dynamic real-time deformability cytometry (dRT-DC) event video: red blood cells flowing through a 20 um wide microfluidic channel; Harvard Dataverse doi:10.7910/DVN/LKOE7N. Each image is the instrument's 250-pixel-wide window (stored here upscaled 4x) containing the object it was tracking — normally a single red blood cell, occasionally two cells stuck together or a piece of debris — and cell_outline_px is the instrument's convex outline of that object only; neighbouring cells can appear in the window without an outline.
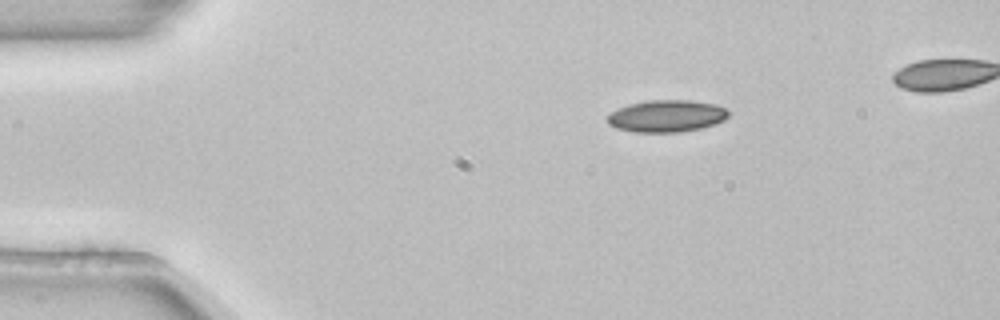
{"species": "common noctule bat (a hibernating species)", "species_latin": "Nyctalus noctula", "temperature_condition": "room temperature", "stored_images_in_passage": 42, "camera_frame_rate_fps": 3000, "um_per_image_px": 0.085, "animal": {"sex": "female", "body_mass_g": 22.7, "forearm_length_mm": 54.2}, "frame": {"image": 1, "passage_image": 1, "time_ms": 0.0, "image_size_px": [1000, 320], "cell_outline_px": [[732, 112], [724, 120], [700, 128], [680, 132], [632, 132], [616, 128], [608, 124], [604, 120], [604, 116], [608, 112], [616, 108], [628, 104], [648, 100], [688, 100], [716, 104]], "centroid_in_image_um": [56.57, 9.86], "position_along_channel_um": 28.4, "area_um2": 23.0}}
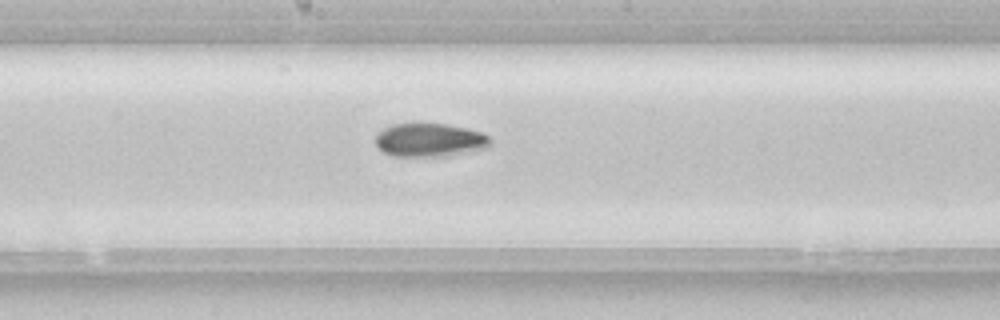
{"frame": {"image": 2, "passage_image": 20, "time_ms": 6.333, "image_size_px": [1000, 320], "cell_outline_px": [[492, 144], [488, 148], [448, 156], [392, 156], [384, 152], [376, 144], [376, 132], [392, 124], [444, 124], [468, 128], [480, 132], [488, 136], [492, 140]], "centroid_in_image_um": [36.55, 11.91], "position_along_channel_um": 211.7, "area_um2": 22.48}}
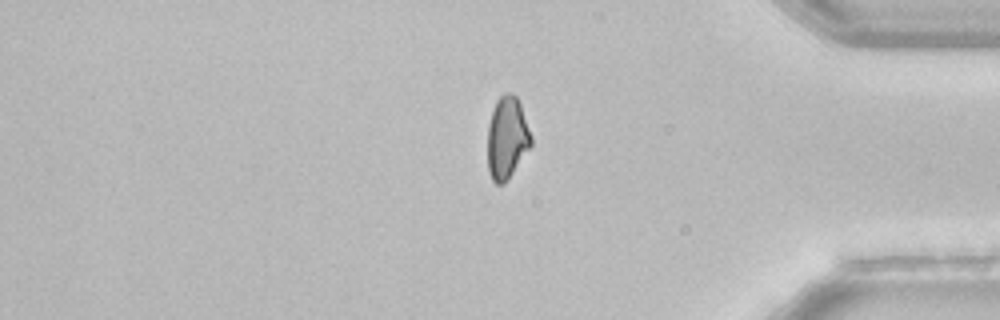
{"frame": {"image": 3, "passage_image": 36, "time_ms": 11.667, "image_size_px": [1000, 320], "cell_outline_px": [[532, 144], [508, 180], [504, 184], [496, 184], [492, 180], [488, 172], [488, 124], [496, 100], [504, 92], [512, 92], [516, 96], [520, 104], [532, 136]], "centroid_in_image_um": [43.09, 11.72], "position_along_channel_um": 392.1, "area_um2": 20.98}}